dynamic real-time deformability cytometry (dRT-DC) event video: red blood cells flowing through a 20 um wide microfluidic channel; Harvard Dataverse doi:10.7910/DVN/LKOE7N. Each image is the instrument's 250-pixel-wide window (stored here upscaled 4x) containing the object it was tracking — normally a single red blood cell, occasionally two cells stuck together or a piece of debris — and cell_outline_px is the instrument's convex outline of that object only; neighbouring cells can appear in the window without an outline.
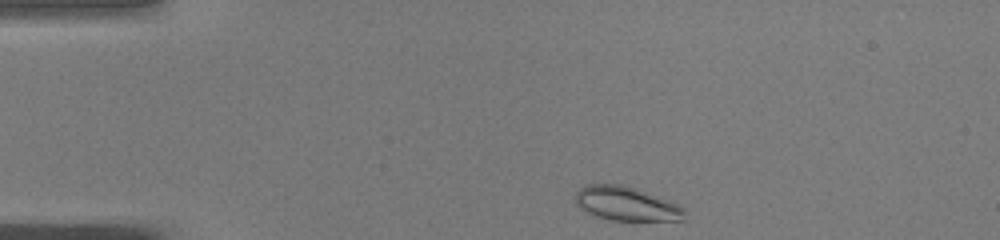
{"species": "common noctule bat (a hibernating species)", "species_latin": "Nyctalus noctula", "temperature_condition": "warm", "stored_images_in_passage": 37, "camera_frame_rate_fps": 3000, "um_per_image_px": 0.085, "animal": {"sex": "male", "body_mass_g": 19.0, "forearm_length_mm": 50.8}, "frame": {"image": 1, "passage_image": 1, "time_ms": 0.0, "image_size_px": [1000, 240], "cell_outline_px": [[684, 220], [608, 220], [584, 212], [576, 204], [576, 192], [584, 184], [624, 184], [636, 188], [668, 200], [684, 208]], "centroid_in_image_um": [53.19, 17.31], "position_along_channel_um": 31.8, "area_um2": 21.68}}
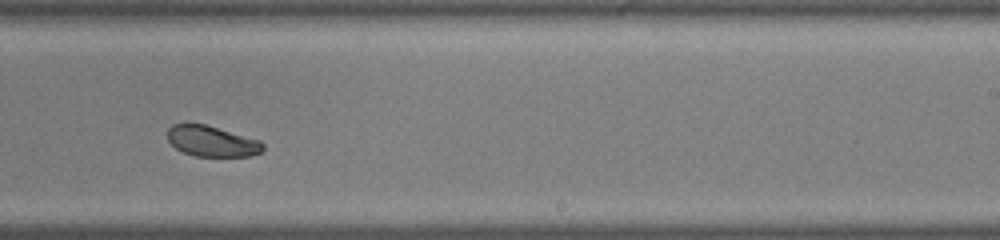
{"frame": {"image": 2, "passage_image": 23, "time_ms": 7.333, "image_size_px": [1000, 240], "cell_outline_px": [[264, 148], [260, 152], [252, 156], [196, 156], [184, 152], [176, 148], [168, 140], [168, 128], [172, 124], [204, 124], [260, 140], [264, 144]], "centroid_in_image_um": [18.02, 12.01], "position_along_channel_um": 271.0, "area_um2": 16.88}}
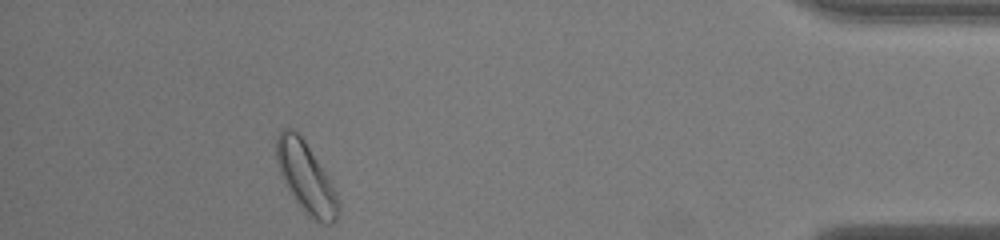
{"frame": {"image": 3, "passage_image": 37, "time_ms": 12.0, "image_size_px": [1000, 240], "cell_outline_px": [[340, 212], [336, 220], [332, 224], [320, 224], [312, 220], [296, 204], [288, 192], [280, 176], [276, 160], [276, 136], [284, 128], [296, 128], [328, 176], [336, 192], [340, 204]], "centroid_in_image_um": [26.0, 15.14], "position_along_channel_um": 409.2, "area_um2": 26.13}, "authors_computed_cell_mechanics": {"area_um2": 19.4208, "velocity_mm_per_s": 4.022, "shape_relaxation_time_tau1_ms": 1.4339, "shape_relaxation_time_tau2_ms": null, "deformation_change_tau1": 0.0823, "deformation_change_tau2": null}}